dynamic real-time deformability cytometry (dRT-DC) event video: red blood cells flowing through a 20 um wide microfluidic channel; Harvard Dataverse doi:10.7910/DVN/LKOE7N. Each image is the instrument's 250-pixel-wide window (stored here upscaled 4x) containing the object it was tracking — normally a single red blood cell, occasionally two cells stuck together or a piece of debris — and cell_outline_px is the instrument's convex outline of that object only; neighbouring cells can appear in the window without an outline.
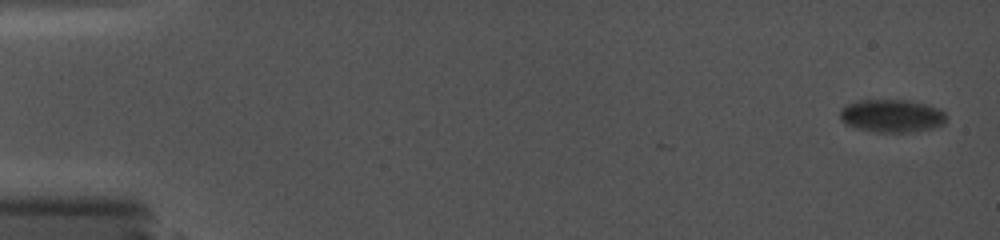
{"species": "common noctule bat (a hibernating species)", "species_latin": "Nyctalus noctula", "temperature_condition": "cold", "stored_images_in_passage": 56, "camera_frame_rate_fps": 5000, "um_per_image_px": 0.085, "animal": {"sex": "female", "body_mass_g": 19.0, "forearm_length_mm": 56.7}, "frame": {"image": 1, "passage_image": 1, "time_ms": 0.0, "image_size_px": [1000, 240], "cell_outline_px": [[944, 124], [932, 128], [908, 132], [876, 132], [856, 128], [844, 124], [840, 120], [840, 108], [848, 104], [860, 100], [908, 100], [924, 104], [936, 108], [944, 112]], "centroid_in_image_um": [75.73, 9.85], "position_along_channel_um": 9.3, "area_um2": 20.23}}
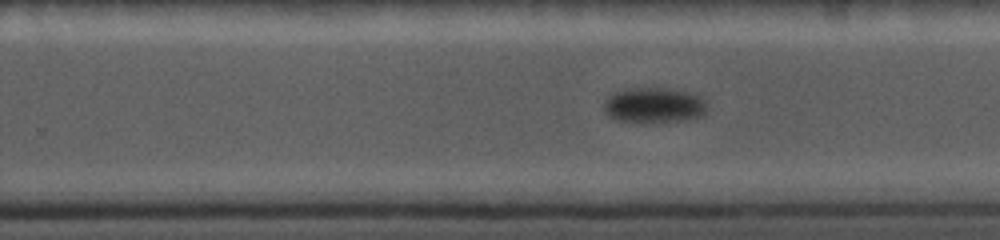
{"frame": {"image": 2, "passage_image": 33, "time_ms": 12.2, "image_size_px": [1000, 240], "cell_outline_px": [[708, 112], [704, 116], [684, 120], [616, 120], [604, 112], [604, 100], [608, 96], [624, 88], [672, 88], [688, 92], [700, 96], [708, 104]], "centroid_in_image_um": [55.64, 8.9], "position_along_channel_um": 274.2, "area_um2": 21.04}}
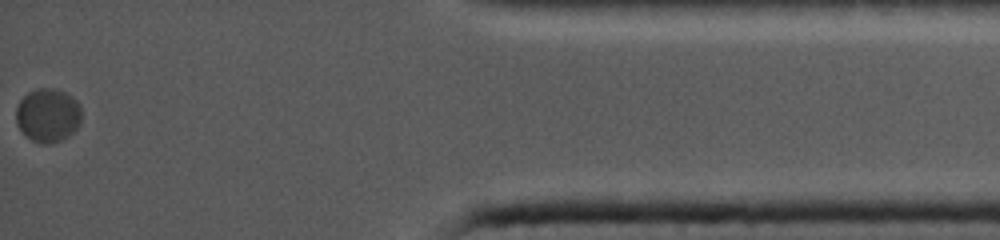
{"frame": {"image": 3, "passage_image": 56, "time_ms": 18.0, "image_size_px": [1000, 240], "cell_outline_px": [[80, 120], [76, 128], [68, 136], [60, 140], [48, 144], [32, 140], [16, 124], [16, 108], [20, 100], [28, 92], [36, 88], [56, 88], [72, 96], [80, 104]], "centroid_in_image_um": [4.06, 9.76], "position_along_channel_um": 431.1, "area_um2": 20.29}}